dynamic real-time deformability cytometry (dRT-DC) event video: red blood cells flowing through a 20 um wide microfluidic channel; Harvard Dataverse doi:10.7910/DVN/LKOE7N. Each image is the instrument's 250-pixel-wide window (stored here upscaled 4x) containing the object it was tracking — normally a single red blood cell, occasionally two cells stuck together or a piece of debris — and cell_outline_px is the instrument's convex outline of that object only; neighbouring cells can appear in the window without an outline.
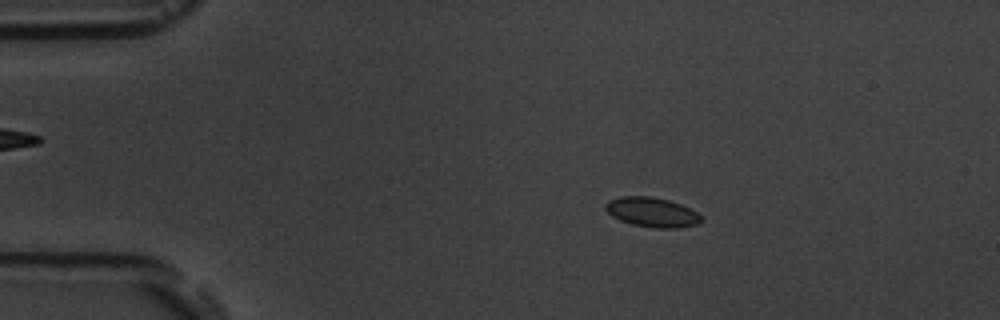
{"species": "common noctule bat (a hibernating species)", "species_latin": "Nyctalus noctula", "temperature_condition": "room temperature", "stored_images_in_passage": 6, "camera_frame_rate_fps": 3000, "um_per_image_px": 0.085, "animal": {"sex": "male", "body_mass_g": 19.5, "forearm_length_mm": 54.6}, "frame": {"image": 1, "passage_image": 3, "time_ms": 2.333, "image_size_px": [1000, 320], "cell_outline_px": [[704, 220], [700, 224], [680, 228], [652, 228], [632, 224], [620, 220], [612, 216], [604, 208], [604, 204], [608, 200], [620, 196], [652, 196], [668, 200], [680, 204], [696, 212]], "centroid_in_image_um": [55.41, 18.04], "position_along_channel_um": 29.6, "area_um2": 16.7}}
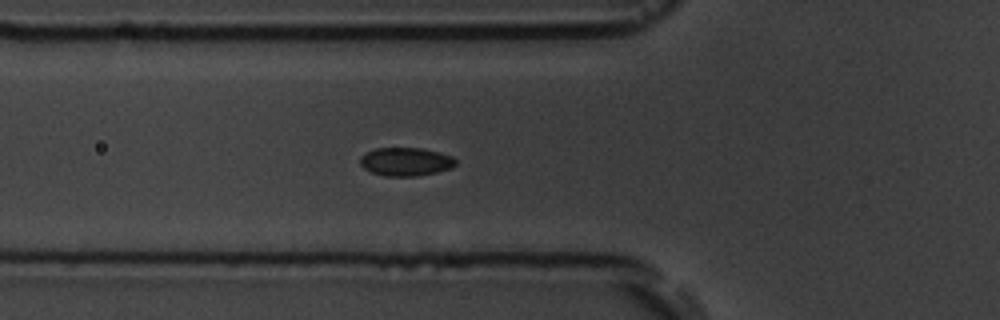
{"frame": {"image": 2, "passage_image": 6, "time_ms": 5.667, "image_size_px": [1000, 320], "cell_outline_px": [[456, 164], [452, 168], [436, 172], [416, 176], [384, 176], [372, 172], [364, 168], [360, 164], [360, 156], [364, 152], [376, 148], [420, 148], [440, 152], [452, 156], [456, 160]], "centroid_in_image_um": [34.48, 13.74], "position_along_channel_um": 91.3, "area_um2": 15.9}}